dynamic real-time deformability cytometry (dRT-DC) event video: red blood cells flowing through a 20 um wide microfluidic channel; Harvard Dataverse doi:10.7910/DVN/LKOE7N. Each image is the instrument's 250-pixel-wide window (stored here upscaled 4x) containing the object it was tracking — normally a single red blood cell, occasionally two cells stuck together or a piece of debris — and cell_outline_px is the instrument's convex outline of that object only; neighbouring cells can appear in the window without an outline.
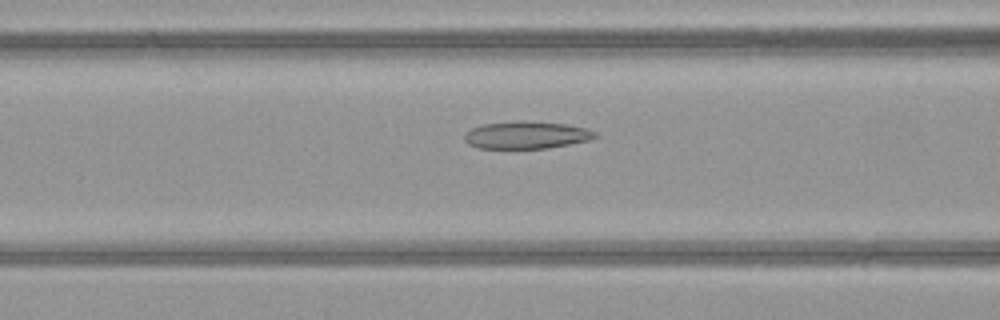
{"species": "common noctule bat (a hibernating species)", "species_latin": "Nyctalus noctula", "temperature_condition": "warm", "stored_images_in_passage": 26, "camera_frame_rate_fps": 3000, "um_per_image_px": 0.085, "animal": {"sex": "female", "body_mass_g": 21.9}, "frame": {"image": 1, "passage_image": 5, "time_ms": 1.333, "image_size_px": [1000, 320], "cell_outline_px": [[600, 136], [592, 140], [548, 148], [476, 148], [468, 144], [464, 140], [464, 136], [472, 128], [484, 124], [524, 120], [564, 124], [584, 128], [596, 132]], "centroid_in_image_um": [44.78, 11.48], "position_along_channel_um": 121.8, "area_um2": 20.87}}
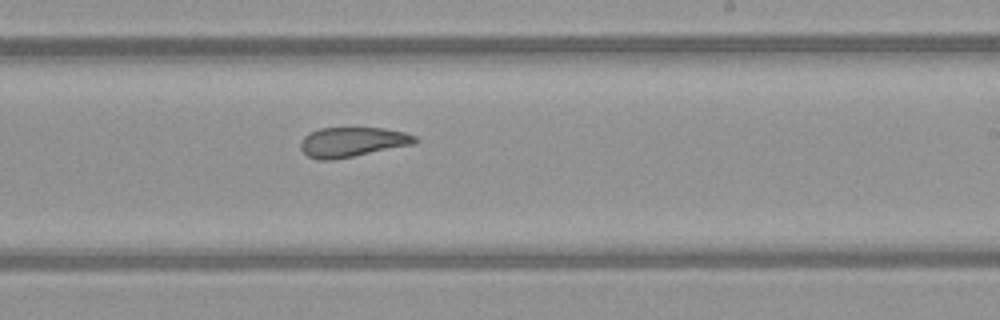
{"frame": {"image": 2, "passage_image": 15, "time_ms": 4.667, "image_size_px": [1000, 320], "cell_outline_px": [[420, 140], [416, 144], [332, 160], [316, 160], [308, 156], [300, 148], [300, 140], [304, 136], [320, 128], [384, 128], [404, 132], [416, 136]], "centroid_in_image_um": [29.97, 12.07], "position_along_channel_um": 259.0, "area_um2": 19.94}}
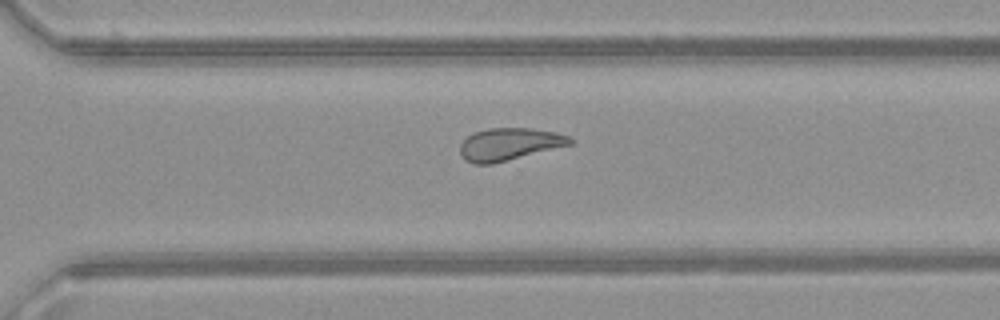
{"frame": {"image": 3, "passage_image": 20, "time_ms": 6.333, "image_size_px": [1000, 320], "cell_outline_px": [[576, 140], [572, 144], [492, 164], [472, 164], [464, 160], [460, 156], [460, 144], [472, 132], [488, 128], [532, 128], [556, 132], [568, 136]], "centroid_in_image_um": [43.27, 12.25], "position_along_channel_um": 327.3, "area_um2": 20.92}, "authors_computed_cell_mechanics": {"area_um2": 20.6346, "velocity_mm_per_s": 4.1131, "shape_relaxation_time_tau1_ms": null, "shape_relaxation_time_tau2_ms": 2.4029, "deformation_change_tau1": null, "deformation_change_tau2": 0.0989}}